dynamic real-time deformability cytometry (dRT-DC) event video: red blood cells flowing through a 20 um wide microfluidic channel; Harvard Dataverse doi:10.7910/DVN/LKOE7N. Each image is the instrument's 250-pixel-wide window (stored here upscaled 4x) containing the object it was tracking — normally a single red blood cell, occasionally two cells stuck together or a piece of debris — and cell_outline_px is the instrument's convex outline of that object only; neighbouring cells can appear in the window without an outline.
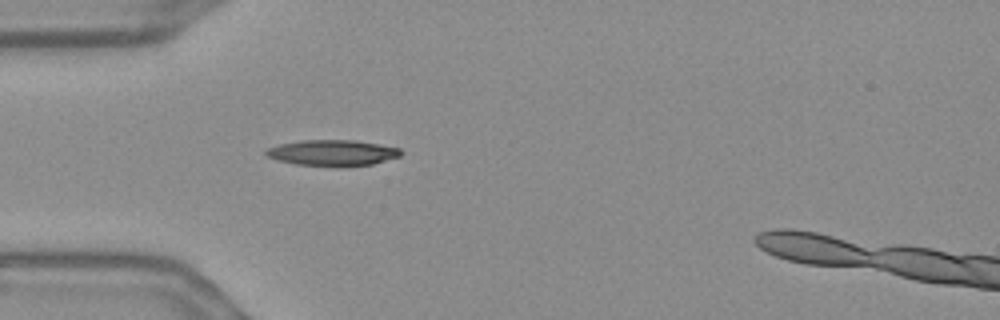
{"species": "Egyptian fruit bat (a non-hibernating species)", "species_latin": "Rousettus aegyptiacus", "temperature_condition": "warm", "stored_images_in_passage": 39, "camera_frame_rate_fps": 3000, "um_per_image_px": 0.085, "frame": {"image": 1, "passage_image": 1, "time_ms": 0.0, "image_size_px": [1000, 320], "cell_outline_px": [[404, 152], [400, 156], [372, 164], [340, 168], [332, 168], [296, 164], [276, 160], [264, 156], [264, 152], [268, 148], [280, 144], [300, 140], [356, 140], [400, 148]], "centroid_in_image_um": [28.24, 13.01], "position_along_channel_um": 56.8, "area_um2": 20.92}}
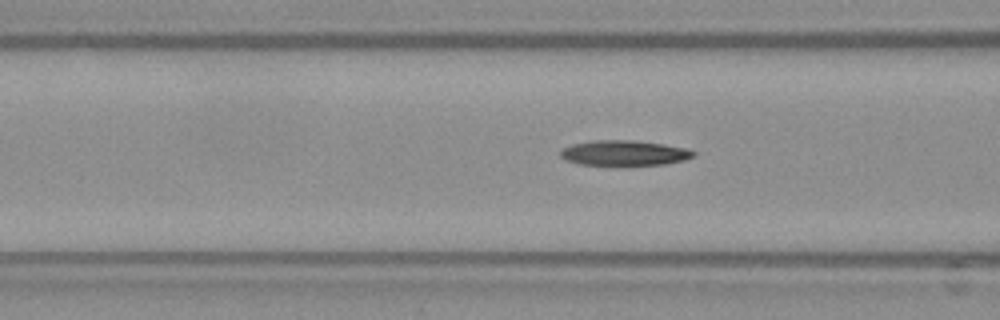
{"frame": {"image": 2, "passage_image": 6, "time_ms": 1.667, "image_size_px": [1000, 320], "cell_outline_px": [[696, 152], [692, 156], [684, 160], [664, 164], [580, 164], [564, 160], [560, 156], [560, 152], [564, 148], [572, 144], [592, 140], [636, 140], [664, 144], [684, 148]], "centroid_in_image_um": [53.02, 12.98], "position_along_channel_um": 113.6, "area_um2": 19.19}}
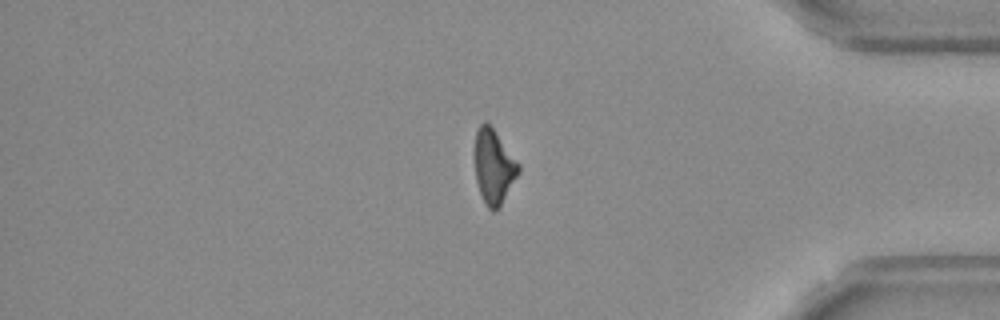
{"frame": {"image": 3, "passage_image": 31, "time_ms": 10.0, "image_size_px": [1000, 320], "cell_outline_px": [[520, 172], [496, 212], [492, 212], [488, 208], [480, 192], [476, 180], [476, 132], [480, 124], [484, 120], [492, 128], [520, 164]], "centroid_in_image_um": [41.99, 14.19], "position_along_channel_um": 393.2, "area_um2": 18.5}, "authors_computed_cell_mechanics": {"area_um2": 19.941, "velocity_mm_per_s": 3.6819, "shape_relaxation_time_tau1_ms": 6.5026, "shape_relaxation_time_tau2_ms": 10.5122, "deformation_change_tau1": 0.1867, "deformation_change_tau2": 0.2179}}